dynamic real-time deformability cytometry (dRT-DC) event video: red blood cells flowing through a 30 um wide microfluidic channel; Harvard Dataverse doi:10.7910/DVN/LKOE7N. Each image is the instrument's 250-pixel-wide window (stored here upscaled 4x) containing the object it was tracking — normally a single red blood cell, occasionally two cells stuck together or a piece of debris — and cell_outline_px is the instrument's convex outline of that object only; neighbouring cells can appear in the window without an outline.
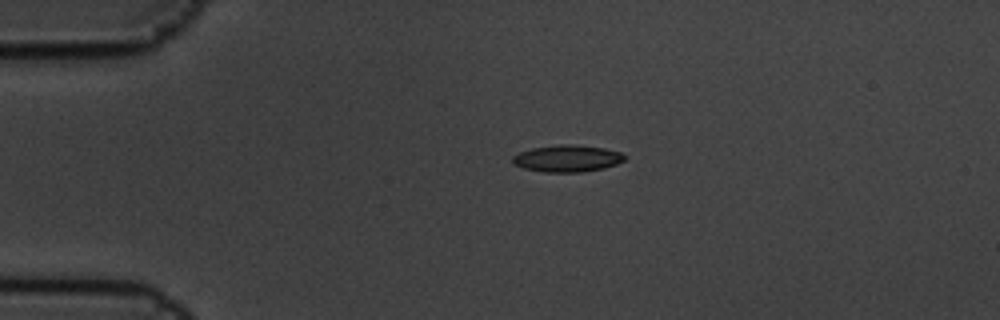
{"species": "common noctule bat (a hibernating species)", "species_latin": "Nyctalus noctula", "temperature_condition": "cold", "stored_images_in_passage": 2, "camera_frame_rate_fps": 3000, "um_per_image_px": 0.085, "animal": {"sex": "male", "body_mass_g": 19.5, "forearm_length_mm": 54.6}, "frame": {"image": 1, "passage_image": 1, "time_ms": 0.0, "image_size_px": [1000, 320], "cell_outline_px": [[628, 156], [624, 160], [616, 164], [604, 168], [584, 172], [544, 172], [524, 168], [512, 164], [512, 156], [520, 152], [532, 148], [556, 144], [572, 144], [604, 148], [620, 152]], "centroid_in_image_um": [48.21, 13.46], "position_along_channel_um": 36.8, "area_um2": 17.69}}